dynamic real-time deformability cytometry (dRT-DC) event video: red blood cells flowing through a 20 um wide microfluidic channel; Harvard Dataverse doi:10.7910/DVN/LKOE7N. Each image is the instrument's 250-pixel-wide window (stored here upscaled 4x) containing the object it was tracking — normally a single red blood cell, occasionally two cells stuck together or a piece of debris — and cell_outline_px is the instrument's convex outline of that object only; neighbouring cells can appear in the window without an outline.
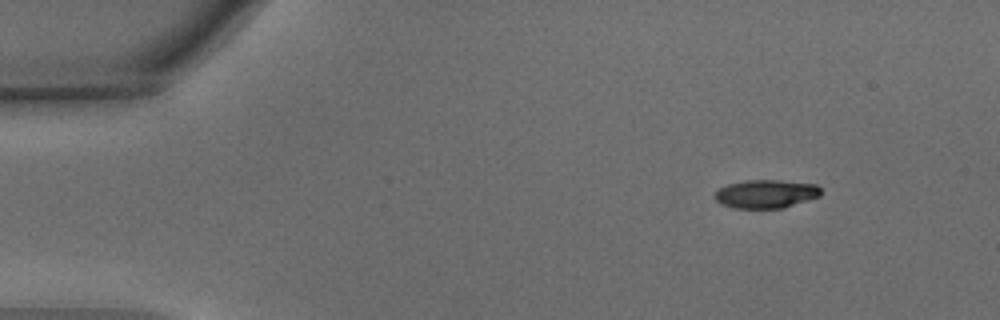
{"species": "common noctule bat (a hibernating species)", "species_latin": "Nyctalus noctula", "temperature_condition": "warm", "stored_images_in_passage": 49, "camera_frame_rate_fps": 3000, "um_per_image_px": 0.085, "animal": {"sex": "male", "body_mass_g": 15.6}, "frame": {"image": 1, "passage_image": 1, "time_ms": 0.0, "image_size_px": [1000, 320], "cell_outline_px": [[820, 196], [784, 208], [736, 208], [720, 204], [712, 196], [720, 188], [728, 184], [744, 180], [780, 180], [816, 184], [820, 188]], "centroid_in_image_um": [65.09, 16.48], "position_along_channel_um": 19.9, "area_um2": 17.63}}
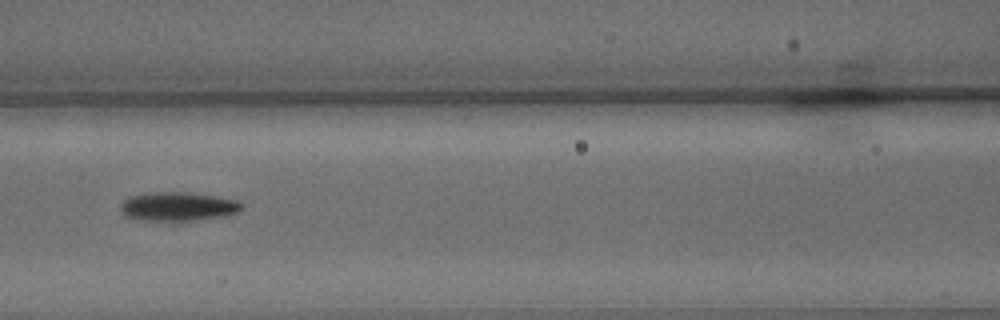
{"frame": {"image": 2, "passage_image": 19, "time_ms": 6.0, "image_size_px": [1000, 320], "cell_outline_px": [[244, 204], [236, 212], [224, 216], [172, 224], [132, 220], [124, 216], [120, 212], [120, 204], [128, 196], [144, 192], [188, 192], [216, 196], [240, 200]], "centroid_in_image_um": [15.03, 17.6], "position_along_channel_um": 151.6, "area_um2": 21.73}}
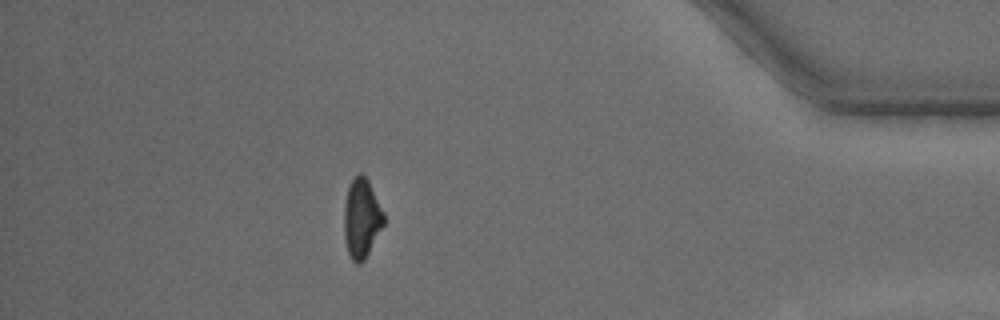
{"frame": {"image": 3, "passage_image": 43, "time_ms": 14.0, "image_size_px": [1000, 320], "cell_outline_px": [[384, 224], [364, 260], [360, 264], [356, 264], [348, 256], [344, 240], [344, 204], [348, 188], [352, 180], [360, 172], [368, 180], [384, 212]], "centroid_in_image_um": [30.72, 18.59], "position_along_channel_um": 404.5, "area_um2": 18.38}, "authors_computed_cell_mechanics": {"area_um2": 19.0162, "velocity_mm_per_s": 3.7073, "shape_relaxation_time_tau1_ms": 3.4849, "shape_relaxation_time_tau2_ms": 5.0641, "deformation_change_tau1": 0.1479, "deformation_change_tau2": 0.1315}}